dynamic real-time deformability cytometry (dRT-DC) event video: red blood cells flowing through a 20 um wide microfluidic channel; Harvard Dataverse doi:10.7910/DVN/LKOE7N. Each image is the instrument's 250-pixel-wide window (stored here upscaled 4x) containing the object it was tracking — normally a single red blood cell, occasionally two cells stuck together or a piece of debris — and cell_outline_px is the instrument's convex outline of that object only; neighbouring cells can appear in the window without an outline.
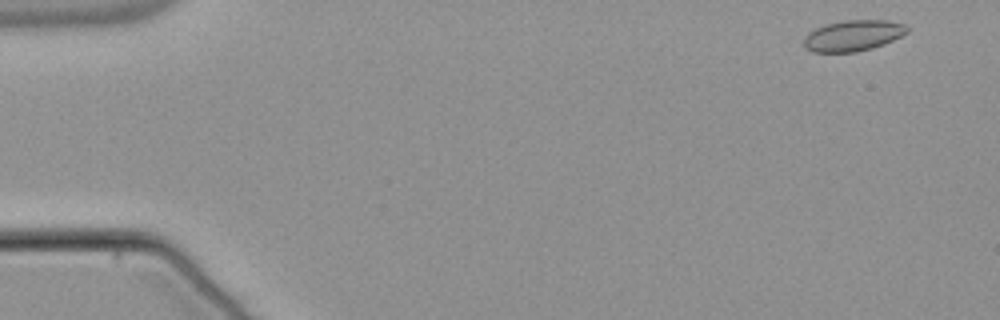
{"species": "common noctule bat (a hibernating species)", "species_latin": "Nyctalus noctula", "temperature_condition": "warm", "stored_images_in_passage": 53, "camera_frame_rate_fps": 3000, "um_per_image_px": 0.085, "animal": {"sex": "male", "body_mass_g": 21.5, "forearm_length_mm": 52.0}, "frame": {"image": 1, "passage_image": 2, "time_ms": 0.333, "image_size_px": [1000, 320], "cell_outline_px": [[908, 32], [884, 44], [872, 48], [856, 52], [812, 52], [804, 48], [804, 36], [808, 32], [824, 24], [844, 20], [888, 20], [904, 24], [908, 28]], "centroid_in_image_um": [72.48, 3.02], "position_along_channel_um": 12.5, "area_um2": 18.73}}
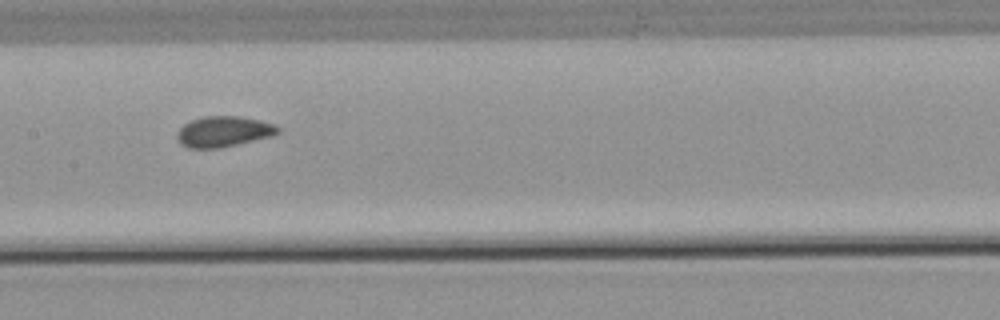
{"frame": {"image": 2, "passage_image": 26, "time_ms": 8.333, "image_size_px": [1000, 320], "cell_outline_px": [[280, 132], [272, 136], [220, 148], [188, 148], [180, 144], [176, 136], [176, 132], [184, 124], [192, 120], [204, 116], [236, 116], [260, 120], [276, 124], [280, 128]], "centroid_in_image_um": [19.0, 11.18], "position_along_channel_um": 188.4, "area_um2": 18.09}}
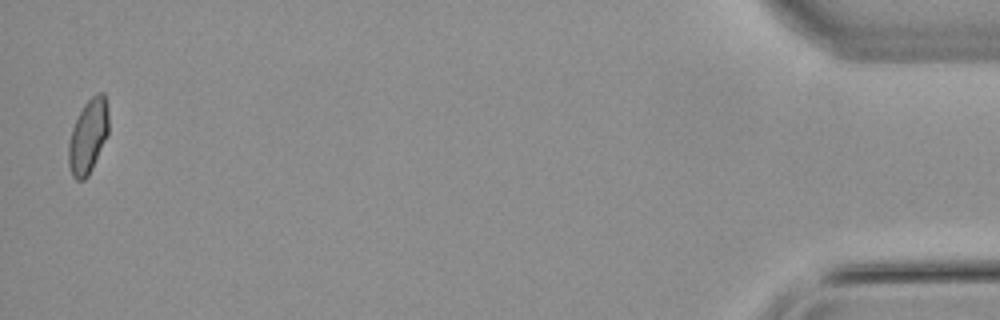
{"frame": {"image": 3, "passage_image": 52, "time_ms": 17.0, "image_size_px": [1000, 320], "cell_outline_px": [[108, 132], [92, 168], [88, 176], [84, 180], [76, 180], [72, 176], [68, 164], [68, 144], [72, 128], [84, 104], [96, 92], [104, 92], [108, 112]], "centroid_in_image_um": [7.48, 11.58], "position_along_channel_um": 427.7, "area_um2": 17.17}, "authors_computed_cell_mechanics": {"area_um2": 17.7446, "velocity_mm_per_s": 3.8087, "shape_relaxation_time_tau1_ms": null, "shape_relaxation_time_tau2_ms": 0.9476, "deformation_change_tau1": null, "deformation_change_tau2": 0.0609}}